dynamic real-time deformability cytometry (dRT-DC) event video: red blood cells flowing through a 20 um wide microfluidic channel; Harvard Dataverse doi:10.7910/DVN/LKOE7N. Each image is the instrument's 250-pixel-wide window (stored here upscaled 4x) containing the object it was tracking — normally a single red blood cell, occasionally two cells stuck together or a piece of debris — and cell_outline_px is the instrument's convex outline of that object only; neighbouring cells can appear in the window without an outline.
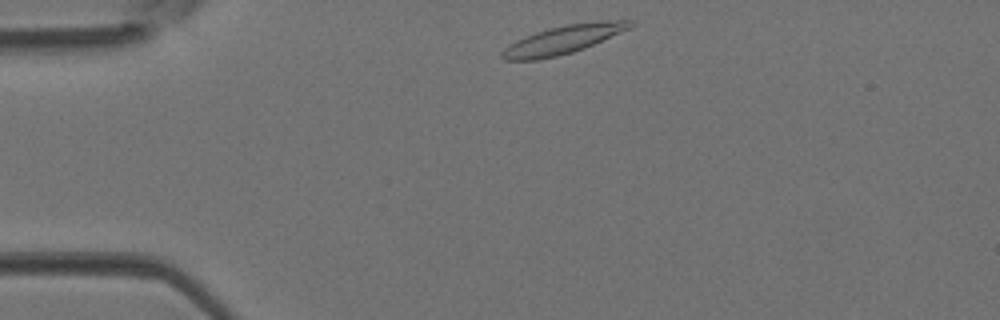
{"species": "Egyptian fruit bat (a non-hibernating species)", "species_latin": "Rousettus aegyptiacus", "temperature_condition": "room temperature", "stored_images_in_passage": 35, "camera_frame_rate_fps": 3000, "um_per_image_px": 0.085, "animal": {"sex": "female"}, "frame": {"image": 1, "passage_image": 1, "time_ms": 0.0, "image_size_px": [1000, 320], "cell_outline_px": [[636, 24], [628, 28], [584, 48], [572, 52], [556, 56], [536, 60], [504, 60], [500, 56], [500, 52], [508, 44], [524, 36], [548, 28], [568, 24], [604, 20], [632, 20]], "centroid_in_image_um": [47.8, 3.37], "position_along_channel_um": 37.2, "area_um2": 20.98}}
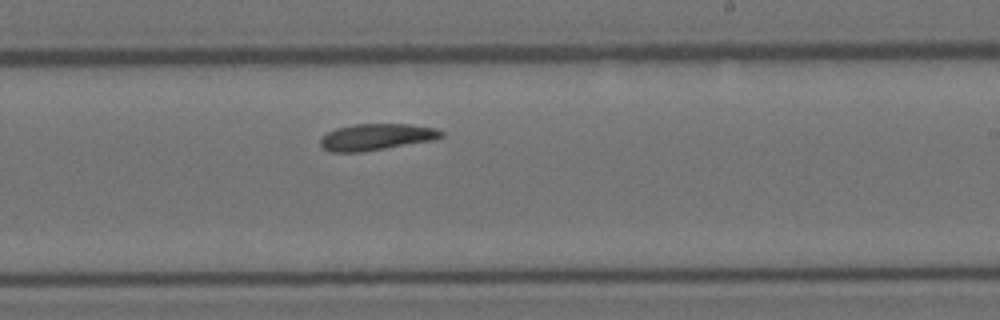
{"frame": {"image": 2, "passage_image": 18, "time_ms": 5.667, "image_size_px": [1000, 320], "cell_outline_px": [[444, 136], [432, 140], [360, 152], [328, 152], [320, 148], [320, 140], [328, 132], [336, 128], [352, 124], [408, 124], [436, 128], [444, 132]], "centroid_in_image_um": [31.95, 11.64], "position_along_channel_um": 257.0, "area_um2": 18.61}}
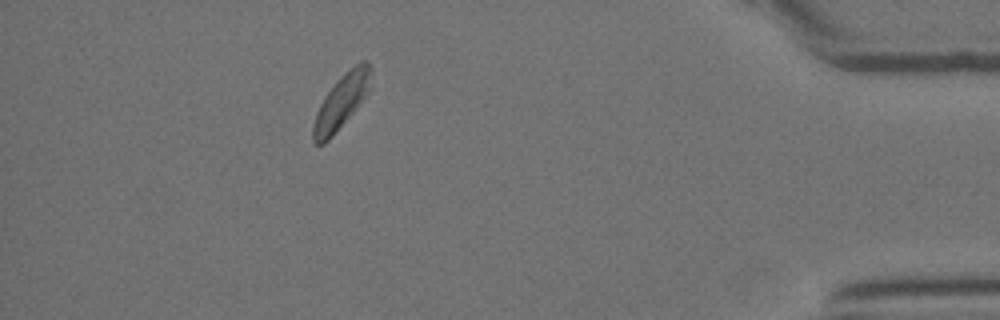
{"frame": {"image": 3, "passage_image": 31, "time_ms": 10.0, "image_size_px": [1000, 320], "cell_outline_px": [[372, 88], [332, 136], [324, 144], [316, 144], [312, 140], [312, 124], [316, 112], [324, 96], [336, 80], [344, 72], [360, 60], [364, 60], [372, 68]], "centroid_in_image_um": [29.03, 8.58], "position_along_channel_um": 406.2, "area_um2": 18.38}}